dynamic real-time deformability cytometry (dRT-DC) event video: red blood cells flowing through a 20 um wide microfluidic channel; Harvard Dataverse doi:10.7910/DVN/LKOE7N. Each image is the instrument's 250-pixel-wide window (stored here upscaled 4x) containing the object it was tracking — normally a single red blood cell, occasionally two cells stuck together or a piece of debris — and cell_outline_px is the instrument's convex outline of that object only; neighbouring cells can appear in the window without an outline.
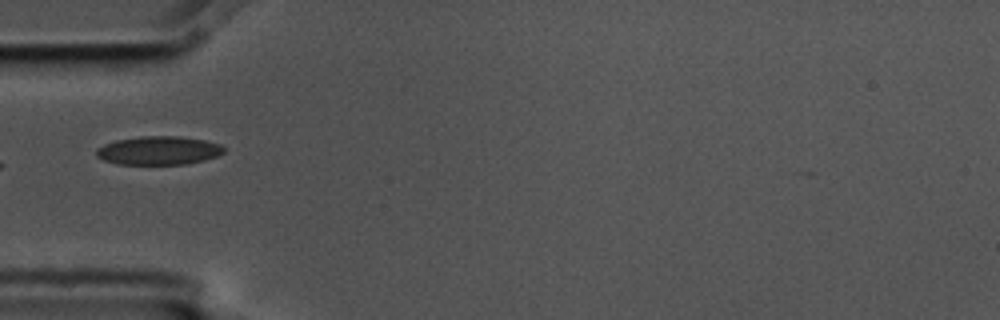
{"species": "common noctule bat (a hibernating species)", "species_latin": "Nyctalus noctula", "temperature_condition": "cold", "stored_images_in_passage": 5, "camera_frame_rate_fps": 3000, "um_per_image_px": 0.085, "animal": {"sex": "male", "body_mass_g": 17.5, "forearm_length_mm": 52.3}, "frame": {"image": 1, "passage_image": 3, "time_ms": 0.667, "image_size_px": [1000, 320], "cell_outline_px": [[224, 152], [216, 156], [204, 160], [184, 164], [116, 164], [104, 160], [96, 156], [96, 148], [104, 144], [116, 140], [140, 136], [180, 136], [204, 140], [220, 144], [224, 148]], "centroid_in_image_um": [13.46, 12.79], "position_along_channel_um": 71.5, "area_um2": 21.21}}